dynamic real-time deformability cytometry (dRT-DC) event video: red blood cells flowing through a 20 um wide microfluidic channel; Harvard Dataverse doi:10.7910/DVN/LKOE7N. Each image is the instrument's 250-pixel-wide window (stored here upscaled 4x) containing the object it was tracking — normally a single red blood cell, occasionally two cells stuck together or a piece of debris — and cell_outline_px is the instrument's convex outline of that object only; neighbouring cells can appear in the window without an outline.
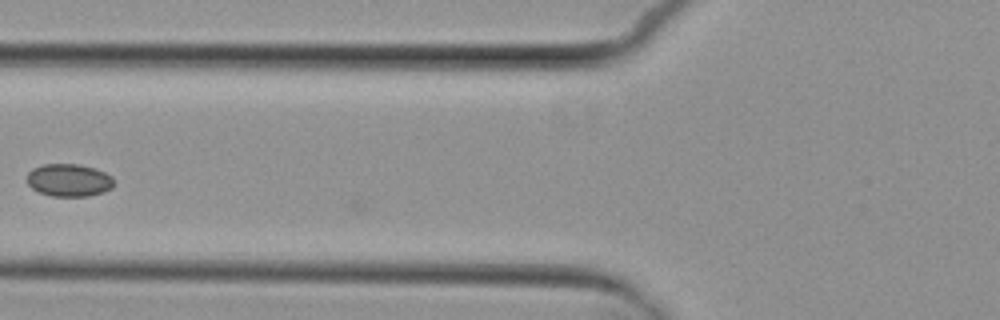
{"species": "common noctule bat (a hibernating species)", "species_latin": "Nyctalus noctula", "temperature_condition": "cold", "stored_images_in_passage": 5, "camera_frame_rate_fps": 3000, "um_per_image_px": 0.085, "animal": {"sex": "female", "body_mass_g": 29.2, "forearm_length_mm": 56.3}, "frame": {"image": 1, "passage_image": 5, "time_ms": 5.667, "image_size_px": [1000, 320], "cell_outline_px": [[116, 184], [112, 188], [104, 192], [88, 196], [52, 196], [40, 192], [32, 188], [28, 184], [28, 172], [32, 168], [44, 164], [80, 164], [104, 172], [112, 176]], "centroid_in_image_um": [5.89, 15.31], "position_along_channel_um": 119.9, "area_um2": 16.59}}